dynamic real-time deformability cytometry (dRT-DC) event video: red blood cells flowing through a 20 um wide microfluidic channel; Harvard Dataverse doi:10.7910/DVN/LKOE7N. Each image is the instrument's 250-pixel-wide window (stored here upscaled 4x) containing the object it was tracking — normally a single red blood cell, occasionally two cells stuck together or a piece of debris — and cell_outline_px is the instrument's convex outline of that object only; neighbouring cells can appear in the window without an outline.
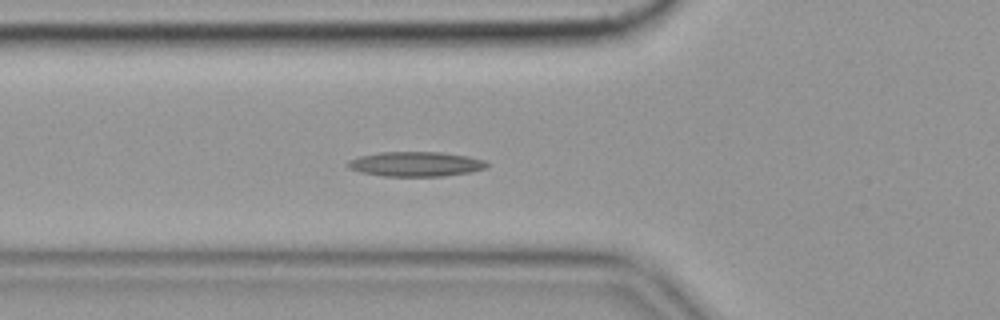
{"species": "common noctule bat (a hibernating species)", "species_latin": "Nyctalus noctula", "temperature_condition": "cold", "stored_images_in_passage": 54, "camera_frame_rate_fps": 3000, "um_per_image_px": 0.085, "animal": {"sex": "female", "body_mass_g": 19.9}, "frame": {"image": 1, "passage_image": 16, "time_ms": 5.0, "image_size_px": [1000, 320], "cell_outline_px": [[488, 168], [472, 172], [444, 176], [384, 176], [360, 172], [348, 168], [348, 160], [360, 156], [380, 152], [440, 152], [468, 156], [484, 160], [488, 164]], "centroid_in_image_um": [35.36, 13.95], "position_along_channel_um": 90.4, "area_um2": 20.11}}
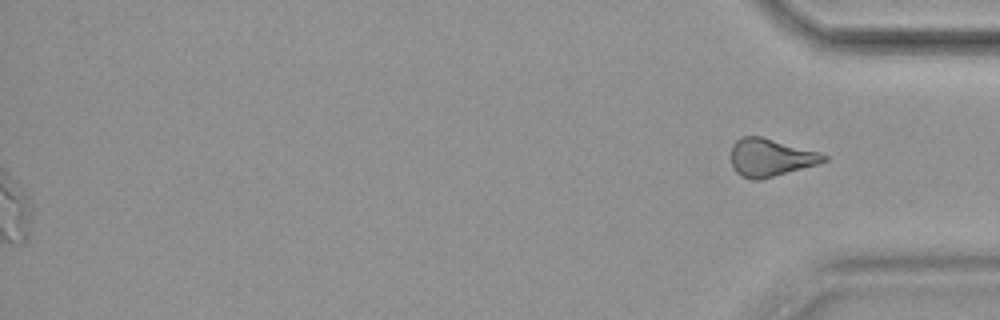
{"frame": {"image": 2, "passage_image": 54, "time_ms": 17.667, "image_size_px": [1000, 320], "cell_outline_px": [[828, 160], [820, 164], [760, 180], [752, 180], [736, 172], [732, 164], [732, 144], [740, 136], [760, 136], [820, 152], [828, 156]], "centroid_in_image_um": [65.53, 13.39], "position_along_channel_um": 369.7, "area_um2": 20.46}, "authors_computed_cell_mechanics": {"area_um2": 19.3341, "velocity_mm_per_s": 3.5163, "shape_relaxation_time_tau1_ms": null, "shape_relaxation_time_tau2_ms": 6.2139, "deformation_change_tau1": null, "deformation_change_tau2": 0.1545}}